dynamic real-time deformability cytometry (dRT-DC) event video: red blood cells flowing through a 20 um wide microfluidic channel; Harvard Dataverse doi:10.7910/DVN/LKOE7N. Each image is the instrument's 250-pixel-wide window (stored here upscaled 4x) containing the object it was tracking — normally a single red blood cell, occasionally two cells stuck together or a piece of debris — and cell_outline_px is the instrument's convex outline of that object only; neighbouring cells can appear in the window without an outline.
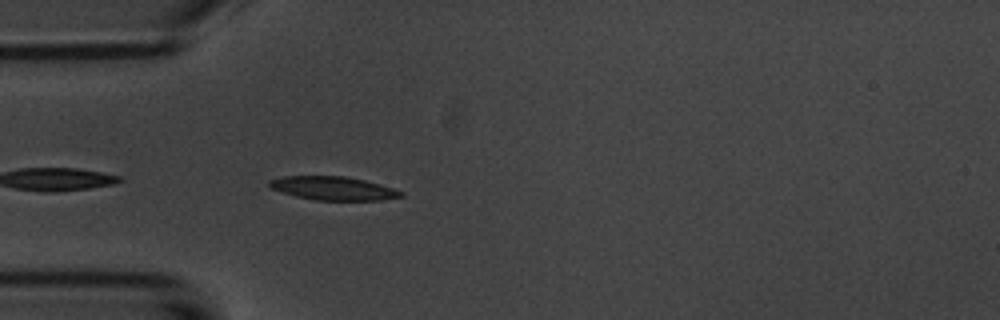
{"species": "common noctule bat (a hibernating species)", "species_latin": "Nyctalus noctula", "temperature_condition": "room temperature", "stored_images_in_passage": 2, "camera_frame_rate_fps": 3000, "um_per_image_px": 0.085, "animal": {"sex": "male", "body_mass_g": 20.1, "forearm_length_mm": 53.5}, "frame": {"image": 1, "passage_image": 2, "time_ms": 1.0, "image_size_px": [1000, 320], "cell_outline_px": [[404, 196], [380, 200], [316, 200], [296, 196], [268, 188], [268, 180], [284, 176], [344, 176], [364, 180], [380, 184], [404, 192]], "centroid_in_image_um": [28.29, 16.0], "position_along_channel_um": 56.7, "area_um2": 18.03}}